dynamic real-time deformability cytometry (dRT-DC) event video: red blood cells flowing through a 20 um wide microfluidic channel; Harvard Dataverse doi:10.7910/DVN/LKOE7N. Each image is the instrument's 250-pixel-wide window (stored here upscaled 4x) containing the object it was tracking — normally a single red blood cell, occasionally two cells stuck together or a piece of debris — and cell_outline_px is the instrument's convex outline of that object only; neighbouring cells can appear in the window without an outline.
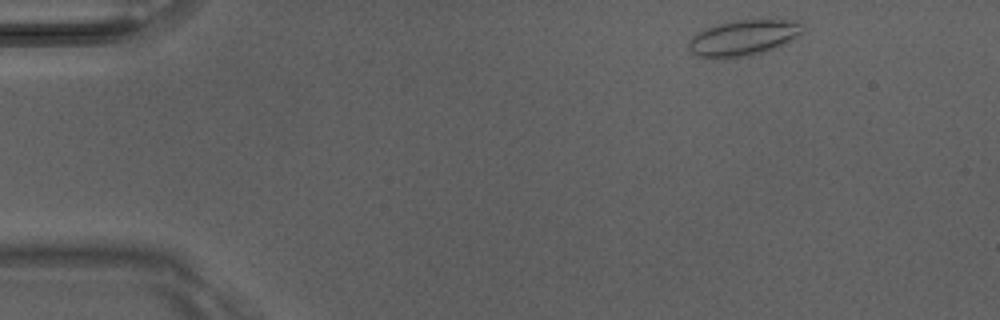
{"species": "Egyptian fruit bat (a non-hibernating species)", "species_latin": "Rousettus aegyptiacus", "temperature_condition": "room temperature", "stored_images_in_passage": 4, "camera_frame_rate_fps": 3000, "um_per_image_px": 0.085, "animal": {"sex": "male"}, "frame": {"image": 1, "passage_image": 1, "time_ms": 0.0, "image_size_px": [1000, 320], "cell_outline_px": [[804, 32], [800, 36], [784, 44], [752, 56], [696, 56], [688, 48], [688, 40], [696, 32], [720, 24], [736, 20], [788, 20], [804, 24]], "centroid_in_image_um": [63.23, 3.19], "position_along_channel_um": 21.8, "area_um2": 23.29}}